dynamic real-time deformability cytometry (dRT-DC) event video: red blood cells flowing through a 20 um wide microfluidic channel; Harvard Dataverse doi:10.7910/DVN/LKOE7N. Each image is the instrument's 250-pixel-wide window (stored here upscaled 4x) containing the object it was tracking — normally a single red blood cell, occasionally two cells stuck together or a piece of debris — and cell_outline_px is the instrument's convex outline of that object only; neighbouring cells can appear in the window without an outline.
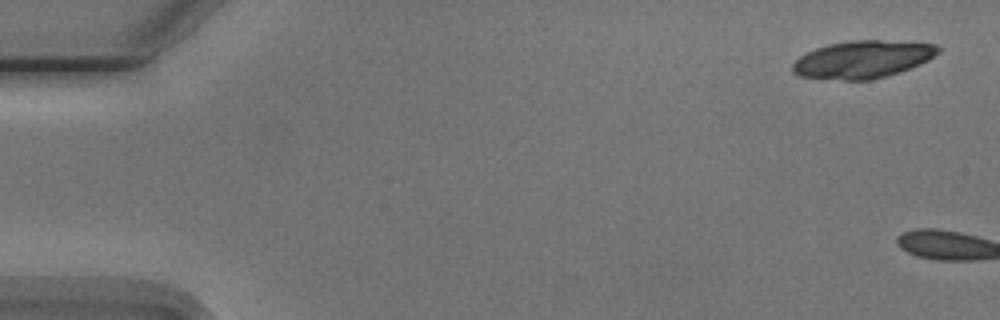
{"species": "Egyptian fruit bat (a non-hibernating species)", "species_latin": "Rousettus aegyptiacus", "temperature_condition": "cold", "stored_images_in_passage": 3, "segment_of_instrument_passage": [2, 2], "camera_frame_rate_fps": 3000, "um_per_image_px": 0.085, "animal": {"sex": "male"}, "frame": {"image": 1, "passage_image": 3, "time_ms": 2.333, "image_size_px": [1000, 320], "cell_outline_px": [[940, 52], [928, 60], [920, 64], [888, 76], [868, 80], [844, 80], [800, 76], [792, 72], [792, 64], [800, 56], [816, 48], [828, 44], [848, 40], [880, 40], [936, 44], [940, 48]], "centroid_in_image_um": [73.33, 5.04], "position_along_channel_um": 11.7, "area_um2": 31.73}}